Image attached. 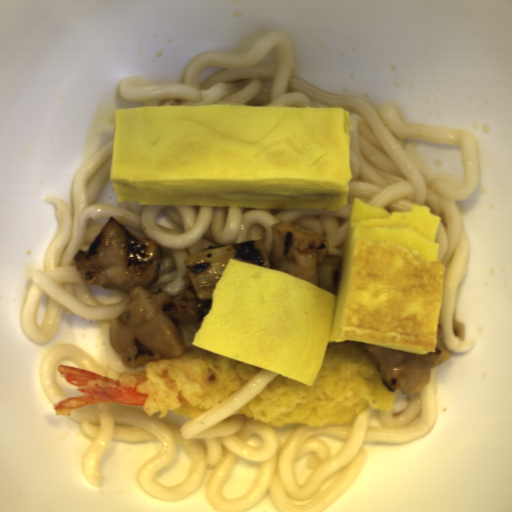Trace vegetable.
Returning <instances> with one entry per match:
<instances>
[{"label": "vegetable", "instance_id": "add77e79", "mask_svg": "<svg viewBox=\"0 0 512 512\" xmlns=\"http://www.w3.org/2000/svg\"><path fill=\"white\" fill-rule=\"evenodd\" d=\"M230 259L271 269L261 239L209 247L189 255L184 263L198 300L213 298L216 283Z\"/></svg>", "mask_w": 512, "mask_h": 512}, {"label": "vegetable", "instance_id": "ea0f7189", "mask_svg": "<svg viewBox=\"0 0 512 512\" xmlns=\"http://www.w3.org/2000/svg\"><path fill=\"white\" fill-rule=\"evenodd\" d=\"M343 260L342 255L329 254L317 265L320 287L337 294Z\"/></svg>", "mask_w": 512, "mask_h": 512}]
</instances>
